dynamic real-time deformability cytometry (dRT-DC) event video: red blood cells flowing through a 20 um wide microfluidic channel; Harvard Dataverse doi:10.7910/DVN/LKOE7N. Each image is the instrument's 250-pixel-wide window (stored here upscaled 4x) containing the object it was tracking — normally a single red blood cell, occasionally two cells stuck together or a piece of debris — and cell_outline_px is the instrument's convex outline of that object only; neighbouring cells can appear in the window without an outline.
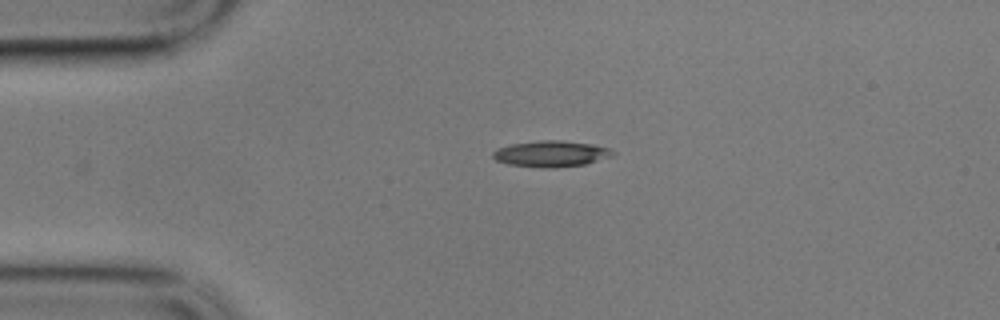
{"species": "common noctule bat (a hibernating species)", "species_latin": "Nyctalus noctula", "temperature_condition": "cold", "stored_images_in_passage": 30, "camera_frame_rate_fps": 3000, "um_per_image_px": 0.085, "animal": {"sex": "male", "body_mass_g": 17.9}, "frame": {"image": 1, "passage_image": 1, "time_ms": 0.0, "image_size_px": [1000, 320], "cell_outline_px": [[616, 152], [612, 156], [584, 164], [552, 168], [544, 168], [508, 164], [496, 160], [492, 156], [492, 152], [496, 148], [512, 144], [540, 140], [564, 140], [592, 144], [608, 148]], "centroid_in_image_um": [46.82, 13.06], "position_along_channel_um": 38.2, "area_um2": 18.21}}
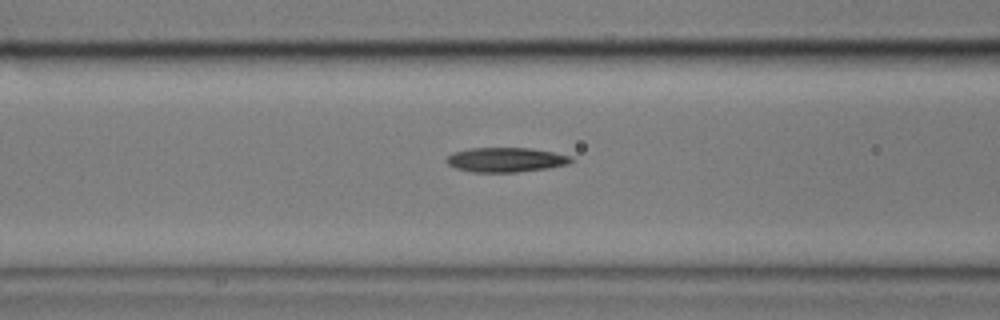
{"frame": {"image": 2, "passage_image": 11, "time_ms": 3.333, "image_size_px": [1000, 320], "cell_outline_px": [[576, 160], [568, 164], [548, 168], [516, 172], [472, 172], [456, 168], [448, 164], [444, 160], [452, 152], [472, 148], [532, 148], [572, 156]], "centroid_in_image_um": [43.01, 13.58], "position_along_channel_um": 123.6, "area_um2": 17.92}}
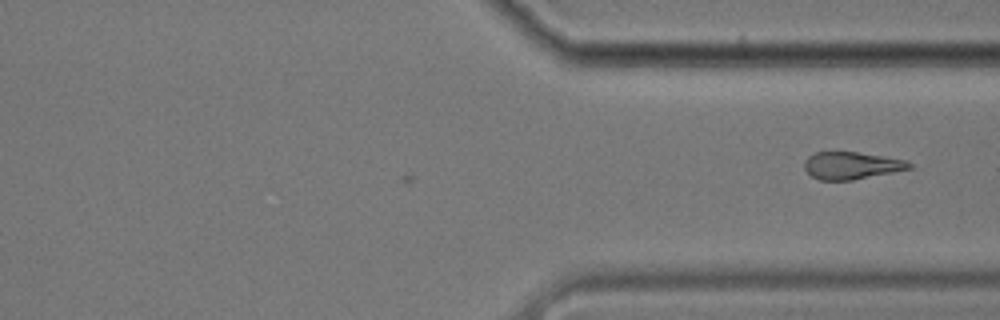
{"frame": {"image": 3, "passage_image": 30, "time_ms": 9.667, "image_size_px": [1000, 320], "cell_outline_px": [[912, 168], [852, 180], [820, 180], [812, 176], [804, 168], [804, 160], [808, 156], [816, 152], [860, 152], [904, 160], [912, 164]], "centroid_in_image_um": [72.34, 14.06], "position_along_channel_um": 339.1, "area_um2": 16.53}}